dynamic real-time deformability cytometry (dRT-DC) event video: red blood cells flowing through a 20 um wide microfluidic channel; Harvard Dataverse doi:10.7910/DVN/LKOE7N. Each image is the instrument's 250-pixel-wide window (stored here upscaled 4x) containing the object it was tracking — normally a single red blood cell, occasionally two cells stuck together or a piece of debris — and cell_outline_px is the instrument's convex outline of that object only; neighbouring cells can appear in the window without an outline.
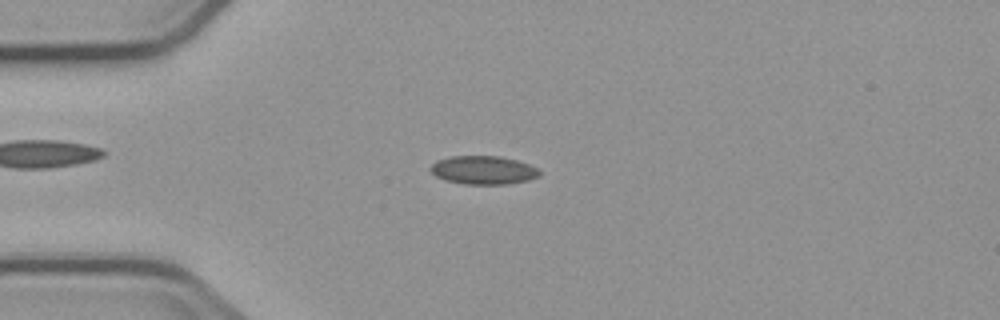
{"species": "common noctule bat (a hibernating species)", "species_latin": "Nyctalus noctula", "temperature_condition": "cold", "stored_images_in_passage": 6, "camera_frame_rate_fps": 3000, "um_per_image_px": 0.085, "animal": {"sex": "male", "body_mass_g": 23.1, "forearm_length_mm": 52.7}, "frame": {"image": 1, "passage_image": 2, "time_ms": 2.0, "image_size_px": [1000, 320], "cell_outline_px": [[540, 176], [528, 180], [504, 184], [464, 184], [444, 180], [436, 176], [428, 168], [436, 160], [452, 156], [500, 156], [516, 160], [540, 168]], "centroid_in_image_um": [41.08, 14.45], "position_along_channel_um": 43.9, "area_um2": 18.15}}
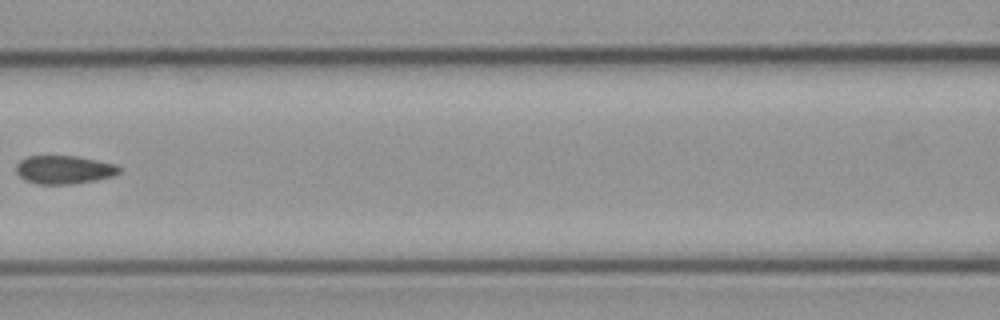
{"frame": {"image": 2, "passage_image": 5, "time_ms": 5.667, "image_size_px": [1000, 320], "cell_outline_px": [[120, 172], [112, 176], [96, 180], [72, 184], [36, 184], [24, 180], [16, 172], [16, 164], [20, 160], [28, 156], [76, 156], [116, 164], [120, 168]], "centroid_in_image_um": [5.42, 14.43], "position_along_channel_um": 161.2, "area_um2": 17.05}}
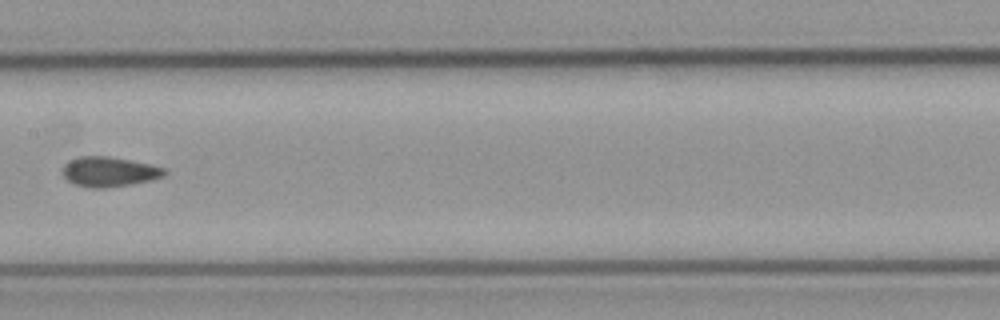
{"frame": {"image": 3, "passage_image": 6, "time_ms": 6.667, "image_size_px": [1000, 320], "cell_outline_px": [[168, 172], [164, 176], [152, 180], [132, 184], [108, 188], [88, 188], [72, 184], [64, 176], [64, 164], [80, 156], [108, 156], [148, 164], [164, 168]], "centroid_in_image_um": [9.29, 14.62], "position_along_channel_um": 198.1, "area_um2": 17.69}}